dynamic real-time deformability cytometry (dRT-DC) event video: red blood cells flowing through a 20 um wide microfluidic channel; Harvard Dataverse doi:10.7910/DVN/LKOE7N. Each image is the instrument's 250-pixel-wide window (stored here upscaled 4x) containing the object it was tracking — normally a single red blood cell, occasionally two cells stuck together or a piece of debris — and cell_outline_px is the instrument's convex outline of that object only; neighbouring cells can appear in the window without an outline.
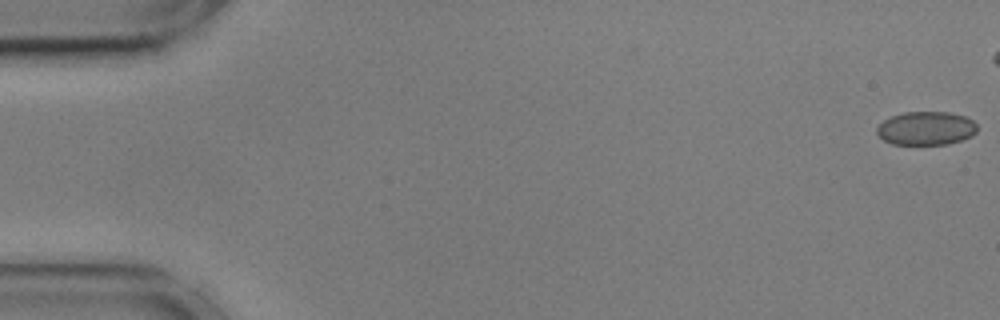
{"species": "common noctule bat (a hibernating species)", "species_latin": "Nyctalus noctula", "temperature_condition": "cold", "stored_images_in_passage": 17, "camera_frame_rate_fps": 3000, "um_per_image_px": 0.085, "animal": {"sex": "male", "body_mass_g": 17.9, "forearm_length_mm": 54.2}, "frame": {"image": 1, "passage_image": 1, "time_ms": 0.0, "image_size_px": [1000, 320], "cell_outline_px": [[976, 132], [972, 136], [948, 144], [892, 144], [884, 140], [876, 132], [876, 128], [884, 120], [892, 116], [904, 112], [948, 112], [964, 116], [972, 120], [976, 124]], "centroid_in_image_um": [78.71, 10.9], "position_along_channel_um": 6.3, "area_um2": 19.48}}